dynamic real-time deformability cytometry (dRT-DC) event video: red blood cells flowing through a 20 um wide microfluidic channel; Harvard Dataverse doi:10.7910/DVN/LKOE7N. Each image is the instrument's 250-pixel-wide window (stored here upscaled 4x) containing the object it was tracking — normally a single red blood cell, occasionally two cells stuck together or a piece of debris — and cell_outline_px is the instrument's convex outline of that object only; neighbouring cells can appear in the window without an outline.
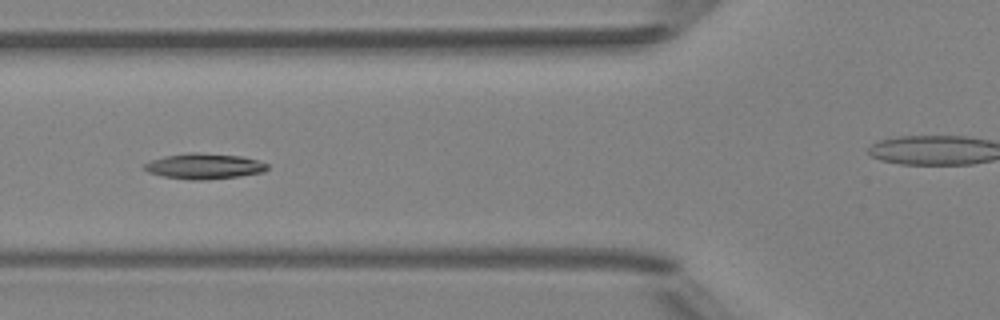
{"species": "Egyptian fruit bat (a non-hibernating species)", "species_latin": "Rousettus aegyptiacus", "temperature_condition": "room temperature", "stored_images_in_passage": 6, "camera_frame_rate_fps": 3000, "um_per_image_px": 0.085, "animal": {"sex": "female"}, "frame": {"image": 1, "passage_image": 6, "time_ms": 6.333, "image_size_px": [1000, 320], "cell_outline_px": [[268, 168], [264, 172], [240, 176], [200, 180], [192, 180], [164, 176], [148, 172], [144, 168], [144, 164], [152, 160], [164, 156], [188, 152], [196, 152], [244, 156], [268, 164]], "centroid_in_image_um": [17.37, 14.11], "position_along_channel_um": 108.4, "area_um2": 18.26}}